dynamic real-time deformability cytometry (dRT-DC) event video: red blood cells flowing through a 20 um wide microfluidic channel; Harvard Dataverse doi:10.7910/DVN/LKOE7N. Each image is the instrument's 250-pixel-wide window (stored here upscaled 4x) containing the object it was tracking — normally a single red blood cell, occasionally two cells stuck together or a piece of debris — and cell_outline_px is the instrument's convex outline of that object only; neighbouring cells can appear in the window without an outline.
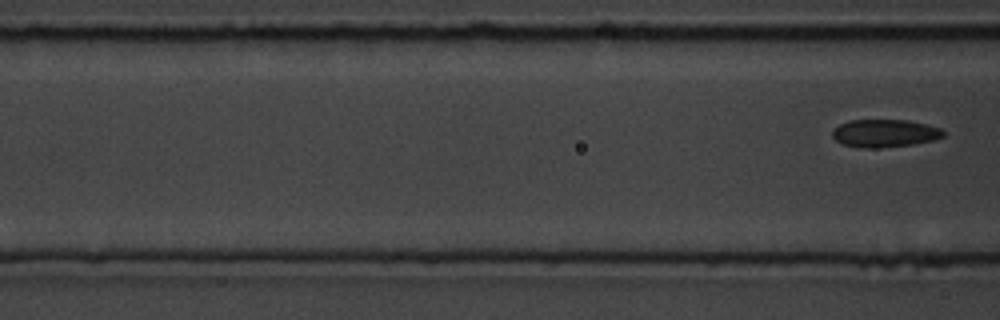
{"species": "common noctule bat (a hibernating species)", "species_latin": "Nyctalus noctula", "temperature_condition": "room temperature", "stored_images_in_passage": 3, "segment_of_instrument_passage": [2, 2], "camera_frame_rate_fps": 3000, "um_per_image_px": 0.085, "animal": {"sex": "male", "body_mass_g": 19.5, "forearm_length_mm": 54.6}, "frame": {"image": 1, "passage_image": 3, "time_ms": 3.0, "image_size_px": [1000, 320], "cell_outline_px": [[944, 136], [932, 140], [916, 144], [876, 148], [860, 148], [844, 144], [836, 140], [832, 136], [832, 132], [840, 124], [848, 120], [908, 120], [940, 128], [944, 132]], "centroid_in_image_um": [75.19, 11.33], "position_along_channel_um": 91.4, "area_um2": 17.86}}